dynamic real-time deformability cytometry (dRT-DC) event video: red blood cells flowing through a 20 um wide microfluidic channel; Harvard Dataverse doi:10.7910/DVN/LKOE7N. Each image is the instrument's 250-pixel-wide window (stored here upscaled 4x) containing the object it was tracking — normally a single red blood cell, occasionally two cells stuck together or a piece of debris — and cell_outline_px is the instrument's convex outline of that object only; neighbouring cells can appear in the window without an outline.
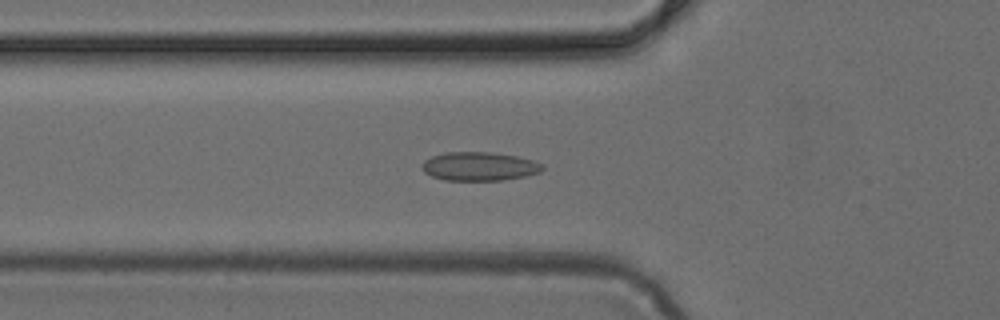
{"species": "common noctule bat (a hibernating species)", "species_latin": "Nyctalus noctula", "temperature_condition": "cold", "stored_images_in_passage": 17, "camera_frame_rate_fps": 3000, "um_per_image_px": 0.085, "animal": {"sex": "female", "body_mass_g": 24.6, "forearm_length_mm": 56.2}, "frame": {"image": 1, "passage_image": 17, "time_ms": 5.333, "image_size_px": [1000, 320], "cell_outline_px": [[544, 168], [540, 172], [524, 176], [500, 180], [444, 180], [432, 176], [424, 172], [420, 168], [424, 160], [432, 156], [448, 152], [488, 152], [516, 156], [532, 160], [540, 164]], "centroid_in_image_um": [40.69, 14.14], "position_along_channel_um": 85.1, "area_um2": 19.94}}